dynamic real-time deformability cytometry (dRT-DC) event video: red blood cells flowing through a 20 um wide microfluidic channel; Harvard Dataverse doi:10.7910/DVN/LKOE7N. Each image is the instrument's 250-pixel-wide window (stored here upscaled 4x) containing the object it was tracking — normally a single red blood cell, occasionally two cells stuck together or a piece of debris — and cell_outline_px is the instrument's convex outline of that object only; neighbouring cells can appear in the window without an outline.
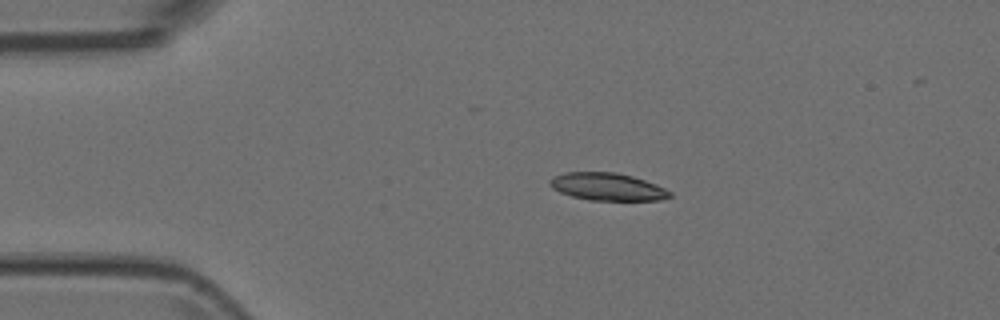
{"species": "Egyptian fruit bat (a non-hibernating species)", "species_latin": "Rousettus aegyptiacus", "temperature_condition": "room temperature", "stored_images_in_passage": 41, "camera_frame_rate_fps": 3000, "um_per_image_px": 0.085, "animal": {"sex": "female"}, "frame": {"image": 1, "passage_image": 1, "time_ms": 0.0, "image_size_px": [1000, 320], "cell_outline_px": [[672, 196], [660, 200], [588, 200], [572, 196], [560, 192], [552, 188], [548, 184], [548, 180], [552, 176], [564, 172], [616, 172], [632, 176], [656, 184], [672, 192]], "centroid_in_image_um": [51.59, 15.86], "position_along_channel_um": 33.4, "area_um2": 19.36}}
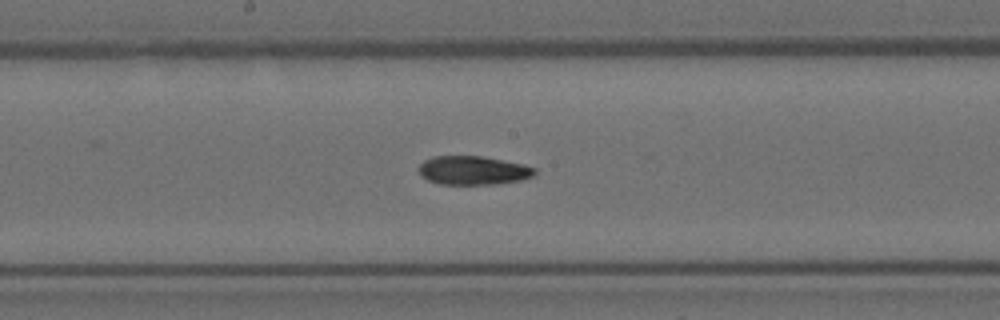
{"frame": {"image": 2, "passage_image": 18, "time_ms": 5.667, "image_size_px": [1000, 320], "cell_outline_px": [[536, 176], [520, 180], [496, 184], [440, 184], [428, 180], [420, 176], [416, 168], [424, 160], [432, 156], [484, 156], [524, 164], [536, 168]], "centroid_in_image_um": [40.21, 14.48], "position_along_channel_um": 208.0, "area_um2": 19.77}}
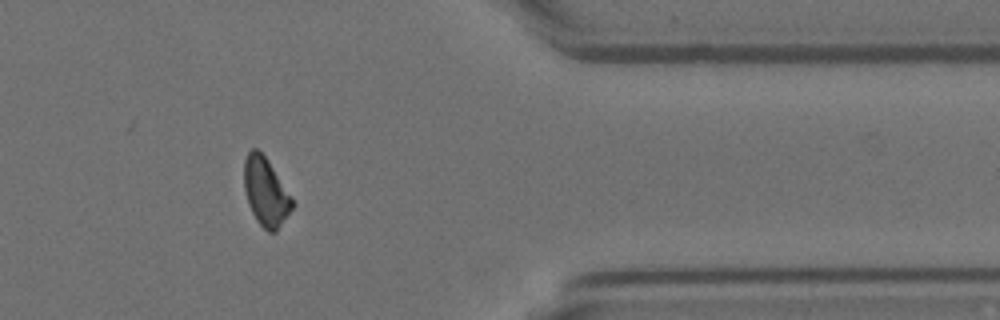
{"frame": {"image": 3, "passage_image": 34, "time_ms": 11.0, "image_size_px": [1000, 320], "cell_outline_px": [[296, 204], [276, 232], [268, 232], [256, 220], [248, 204], [244, 188], [244, 160], [248, 152], [252, 148], [256, 148], [264, 156], [292, 196]], "centroid_in_image_um": [22.6, 16.34], "position_along_channel_um": 388.8, "area_um2": 19.13}}